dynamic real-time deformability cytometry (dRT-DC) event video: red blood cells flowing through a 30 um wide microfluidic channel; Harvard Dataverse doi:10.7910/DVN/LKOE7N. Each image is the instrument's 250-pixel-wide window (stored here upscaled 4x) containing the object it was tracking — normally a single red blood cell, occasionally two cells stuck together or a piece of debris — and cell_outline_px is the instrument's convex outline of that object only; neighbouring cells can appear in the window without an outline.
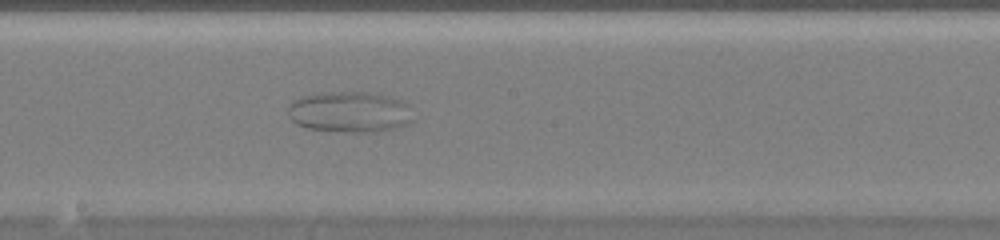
{"species": "common noctule bat (a hibernating species)", "species_latin": "Nyctalus noctula", "temperature_condition": "warm", "stored_images_in_passage": 46, "camera_frame_rate_fps": 3000, "um_per_image_px": 0.085, "animal": {"sex": "female", "body_mass_g": 20.0, "forearm_length_mm": 54.0}, "frame": {"image": 1, "passage_image": 22, "time_ms": 7.0, "image_size_px": [1000, 240], "cell_outline_px": [[408, 124], [396, 128], [376, 132], [352, 132], [308, 128], [296, 124], [288, 116], [288, 108], [292, 100], [300, 96], [328, 92], [372, 92], [404, 100], [408, 104]], "centroid_in_image_um": [29.68, 9.5], "position_along_channel_um": 218.5, "area_um2": 29.71}}
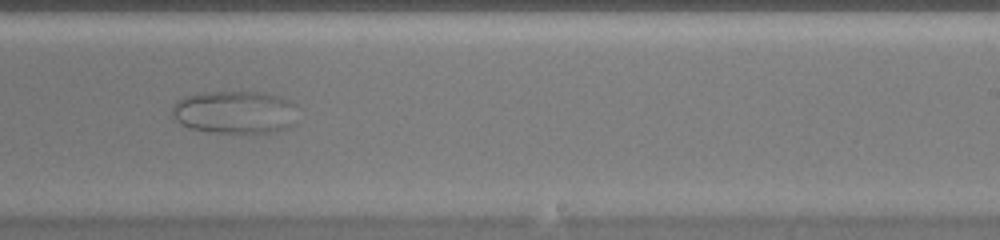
{"frame": {"image": 2, "passage_image": 26, "time_ms": 8.333, "image_size_px": [1000, 240], "cell_outline_px": [[296, 124], [288, 128], [276, 132], [216, 132], [192, 128], [180, 124], [172, 116], [172, 104], [176, 100], [184, 96], [204, 92], [264, 92], [292, 100], [296, 104]], "centroid_in_image_um": [20.0, 9.52], "position_along_channel_um": 269.0, "area_um2": 31.73}}